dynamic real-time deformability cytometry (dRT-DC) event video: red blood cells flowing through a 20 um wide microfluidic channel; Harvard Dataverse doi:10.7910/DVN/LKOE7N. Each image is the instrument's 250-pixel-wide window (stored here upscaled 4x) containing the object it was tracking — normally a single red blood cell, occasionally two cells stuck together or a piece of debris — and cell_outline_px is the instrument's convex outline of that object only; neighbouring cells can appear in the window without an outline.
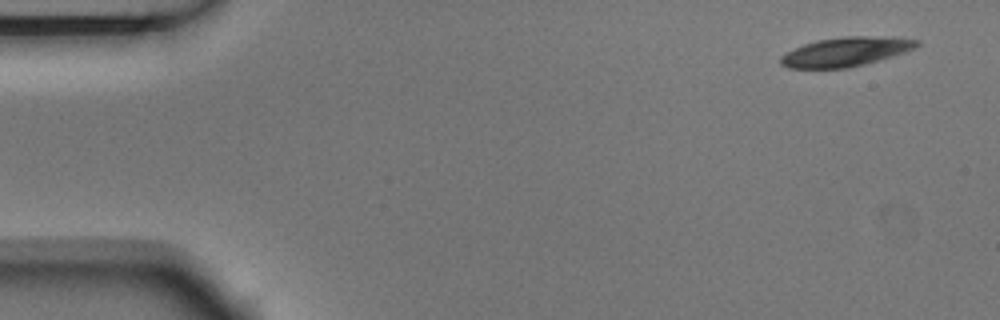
{"species": "Egyptian fruit bat (a non-hibernating species)", "species_latin": "Rousettus aegyptiacus", "temperature_condition": "room temperature", "stored_images_in_passage": 5, "camera_frame_rate_fps": 3000, "um_per_image_px": 0.085, "animal": {"sex": "male"}, "frame": {"image": 1, "passage_image": 1, "time_ms": 0.0, "image_size_px": [1000, 320], "cell_outline_px": [[920, 44], [916, 48], [892, 56], [864, 64], [848, 68], [788, 68], [780, 64], [780, 56], [804, 44], [816, 40], [844, 36], [868, 36], [920, 40]], "centroid_in_image_um": [71.87, 4.4], "position_along_channel_um": 13.1, "area_um2": 22.89}}
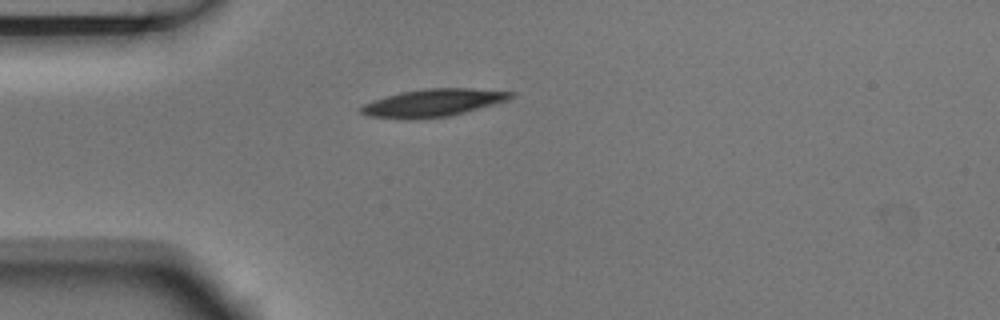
{"frame": {"image": 2, "passage_image": 4, "time_ms": 1.0, "image_size_px": [1000, 320], "cell_outline_px": [[516, 96], [508, 100], [464, 112], [448, 116], [412, 120], [404, 120], [368, 116], [360, 112], [356, 108], [364, 104], [400, 92], [424, 88], [472, 88], [516, 92]], "centroid_in_image_um": [36.8, 8.74], "position_along_channel_um": 48.2, "area_um2": 24.28}}